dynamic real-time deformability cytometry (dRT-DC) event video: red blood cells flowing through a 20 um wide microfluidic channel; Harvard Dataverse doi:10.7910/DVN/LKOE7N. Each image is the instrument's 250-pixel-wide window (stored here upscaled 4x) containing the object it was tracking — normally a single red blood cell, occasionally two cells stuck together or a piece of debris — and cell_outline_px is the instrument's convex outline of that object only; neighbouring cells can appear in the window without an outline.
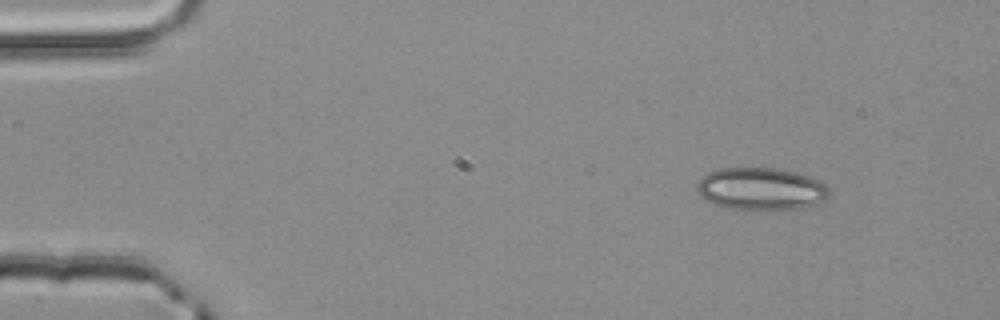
{"species": "common noctule bat (a hibernating species)", "species_latin": "Nyctalus noctula", "temperature_condition": "room temperature", "stored_images_in_passage": 3, "camera_frame_rate_fps": 3000, "um_per_image_px": 0.085, "animal": {"sex": "male", "body_mass_g": 20.4}, "frame": {"image": 1, "passage_image": 1, "time_ms": 0.0, "image_size_px": [1000, 320], "cell_outline_px": [[828, 196], [824, 200], [804, 208], [764, 212], [724, 208], [712, 204], [700, 196], [696, 188], [696, 184], [708, 172], [720, 168], [776, 168], [796, 172], [820, 180], [828, 188]], "centroid_in_image_um": [64.66, 16.09], "position_along_channel_um": 20.3, "area_um2": 33.47}}